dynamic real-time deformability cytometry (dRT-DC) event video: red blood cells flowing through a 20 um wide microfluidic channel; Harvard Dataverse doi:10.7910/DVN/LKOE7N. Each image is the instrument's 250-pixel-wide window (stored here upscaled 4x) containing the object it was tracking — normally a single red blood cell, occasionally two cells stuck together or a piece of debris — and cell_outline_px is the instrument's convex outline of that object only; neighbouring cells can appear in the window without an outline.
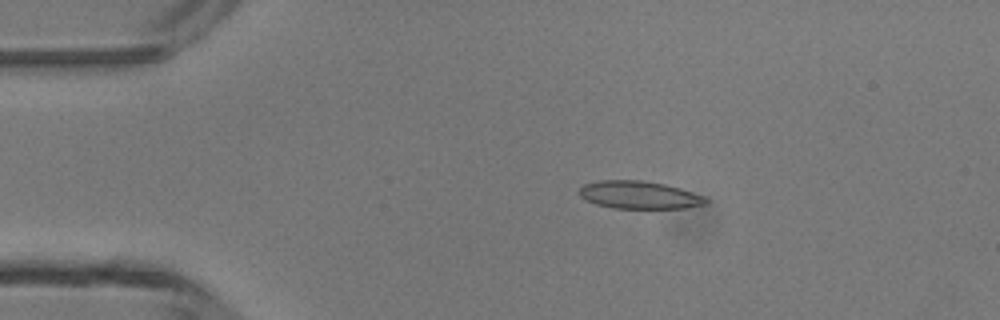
{"species": "common noctule bat (a hibernating species)", "species_latin": "Nyctalus noctula", "temperature_condition": "room temperature", "stored_images_in_passage": 3, "camera_frame_rate_fps": 3000, "um_per_image_px": 0.085, "animal": {"sex": "male", "body_mass_g": 13.3}, "frame": {"image": 1, "passage_image": 2, "time_ms": 1.333, "image_size_px": [1000, 320], "cell_outline_px": [[708, 200], [704, 204], [684, 208], [612, 208], [596, 204], [584, 200], [580, 196], [580, 188], [584, 184], [596, 180], [640, 180], [664, 184], [680, 188], [692, 192]], "centroid_in_image_um": [54.26, 16.56], "position_along_channel_um": 30.7, "area_um2": 20.29}}